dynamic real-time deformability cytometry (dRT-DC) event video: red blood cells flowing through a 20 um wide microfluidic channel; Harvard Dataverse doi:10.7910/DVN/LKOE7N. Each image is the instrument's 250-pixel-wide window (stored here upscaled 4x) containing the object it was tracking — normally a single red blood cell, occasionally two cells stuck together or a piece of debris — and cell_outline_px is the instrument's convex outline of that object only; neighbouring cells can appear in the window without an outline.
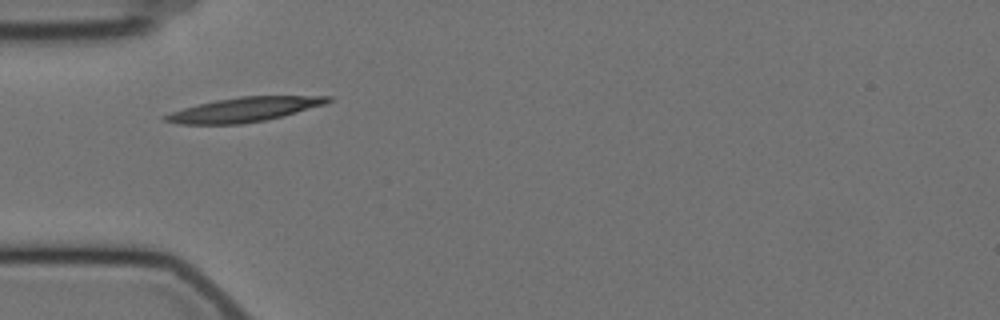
{"species": "Egyptian fruit bat (a non-hibernating species)", "species_latin": "Rousettus aegyptiacus", "temperature_condition": "cold", "stored_images_in_passage": 41, "camera_frame_rate_fps": 3000, "um_per_image_px": 0.085, "animal": {"sex": "female"}, "frame": {"image": 1, "passage_image": 1, "time_ms": 0.0, "image_size_px": [1000, 320], "cell_outline_px": [[332, 100], [324, 104], [296, 112], [264, 120], [240, 124], [180, 124], [164, 120], [164, 116], [172, 112], [184, 108], [216, 100], [240, 96], [332, 96]], "centroid_in_image_um": [20.76, 9.3], "position_along_channel_um": 64.2, "area_um2": 22.6}}
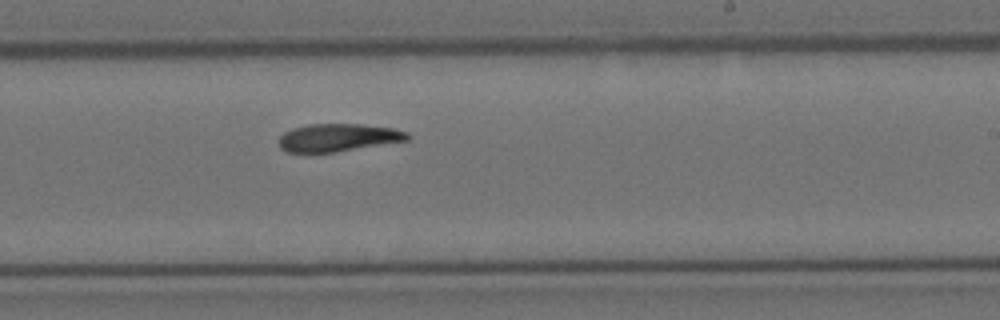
{"frame": {"image": 2, "passage_image": 18, "time_ms": 5.667, "image_size_px": [1000, 320], "cell_outline_px": [[412, 136], [408, 140], [336, 152], [288, 152], [280, 148], [276, 140], [284, 132], [292, 128], [308, 124], [360, 124], [392, 128], [408, 132]], "centroid_in_image_um": [28.71, 11.69], "position_along_channel_um": 260.3, "area_um2": 20.92}}
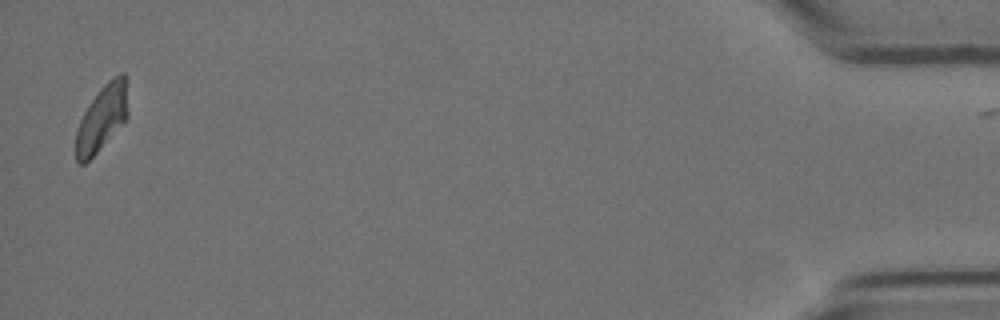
{"frame": {"image": 3, "passage_image": 40, "time_ms": 13.0, "image_size_px": [1000, 320], "cell_outline_px": [[128, 116], [96, 152], [84, 164], [80, 164], [76, 160], [76, 132], [80, 120], [88, 104], [100, 88], [112, 76], [120, 72], [124, 72], [128, 76]], "centroid_in_image_um": [8.7, 9.92], "position_along_channel_um": 426.5, "area_um2": 20.06}, "authors_computed_cell_mechanics": {"area_um2": 21.3282, "velocity_mm_per_s": 3.4845, "shape_relaxation_time_tau1_ms": 10.7483, "shape_relaxation_time_tau2_ms": null, "deformation_change_tau1": 0.2473, "deformation_change_tau2": null}}